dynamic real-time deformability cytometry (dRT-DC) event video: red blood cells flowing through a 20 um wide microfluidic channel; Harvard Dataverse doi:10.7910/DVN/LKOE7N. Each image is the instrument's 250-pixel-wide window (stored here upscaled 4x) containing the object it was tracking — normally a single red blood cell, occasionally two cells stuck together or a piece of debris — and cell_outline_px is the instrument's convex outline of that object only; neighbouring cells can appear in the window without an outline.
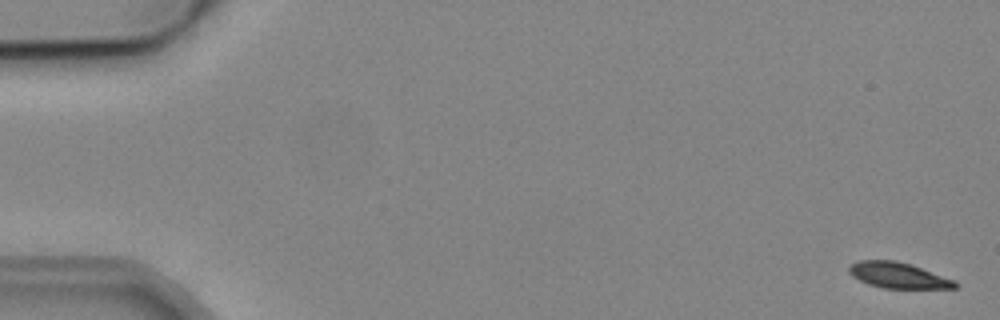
{"species": "common noctule bat (a hibernating species)", "species_latin": "Nyctalus noctula", "temperature_condition": "cold", "stored_images_in_passage": 5, "camera_frame_rate_fps": 3000, "um_per_image_px": 0.085, "animal": {"sex": "male", "body_mass_g": 19.2, "forearm_length_mm": 51.8}, "frame": {"image": 1, "passage_image": 1, "time_ms": 0.0, "image_size_px": [1000, 320], "cell_outline_px": [[960, 288], [884, 288], [868, 284], [852, 276], [848, 272], [848, 268], [852, 264], [860, 260], [896, 260], [912, 264], [956, 280], [960, 284]], "centroid_in_image_um": [76.41, 23.4], "position_along_channel_um": 8.6, "area_um2": 16.13}}